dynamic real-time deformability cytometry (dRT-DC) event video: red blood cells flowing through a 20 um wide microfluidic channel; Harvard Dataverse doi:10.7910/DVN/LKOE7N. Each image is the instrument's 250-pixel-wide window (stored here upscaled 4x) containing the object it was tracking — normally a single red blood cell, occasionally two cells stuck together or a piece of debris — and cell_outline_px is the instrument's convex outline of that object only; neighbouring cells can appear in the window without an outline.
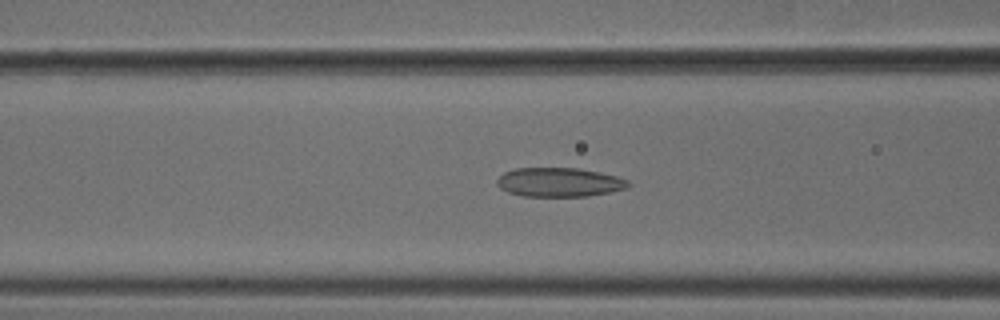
{"species": "common noctule bat (a hibernating species)", "species_latin": "Nyctalus noctula", "temperature_condition": "cold", "stored_images_in_passage": 53, "camera_frame_rate_fps": 3000, "um_per_image_px": 0.085, "animal": {"sex": "male", "body_mass_g": 18.8}, "frame": {"image": 1, "passage_image": 21, "time_ms": 6.667, "image_size_px": [1000, 320], "cell_outline_px": [[632, 184], [628, 188], [588, 196], [524, 196], [508, 192], [500, 188], [496, 184], [496, 180], [504, 172], [516, 168], [580, 168], [600, 172], [616, 176], [628, 180]], "centroid_in_image_um": [47.55, 15.48], "position_along_channel_um": 119.1, "area_um2": 22.31}}
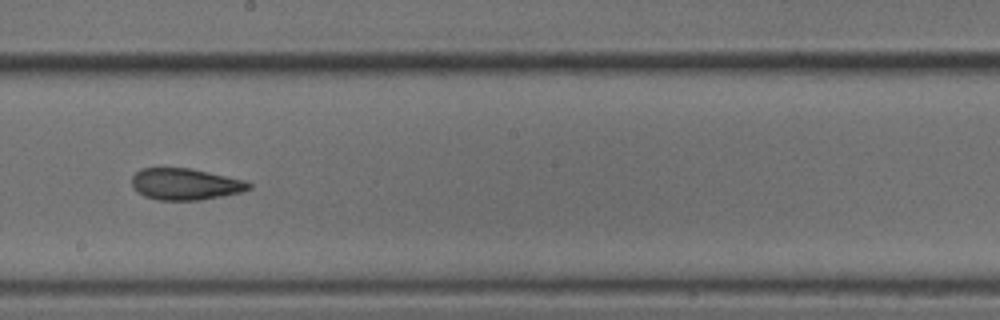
{"frame": {"image": 2, "passage_image": 30, "time_ms": 9.667, "image_size_px": [1000, 320], "cell_outline_px": [[252, 188], [240, 192], [200, 200], [156, 200], [144, 196], [136, 192], [132, 184], [132, 176], [140, 168], [192, 168], [244, 180], [252, 184]], "centroid_in_image_um": [15.72, 15.65], "position_along_channel_um": 232.5, "area_um2": 21.56}}
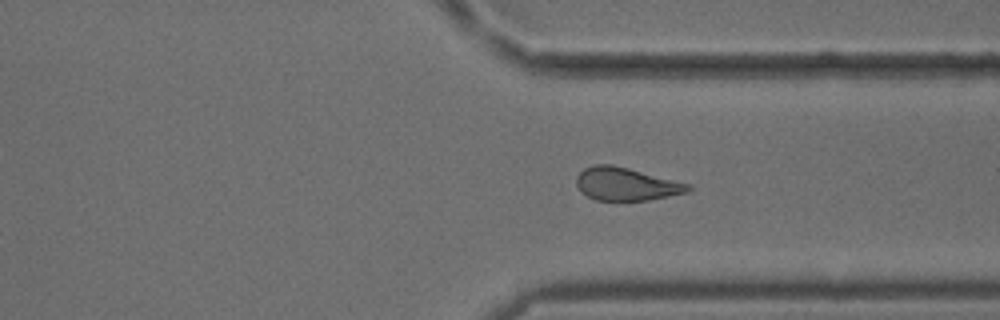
{"frame": {"image": 3, "passage_image": 40, "time_ms": 13.0, "image_size_px": [1000, 320], "cell_outline_px": [[692, 188], [688, 192], [648, 200], [596, 200], [580, 192], [576, 184], [576, 176], [584, 168], [592, 164], [612, 164], [692, 184]], "centroid_in_image_um": [53.21, 15.63], "position_along_channel_um": 358.2, "area_um2": 21.56}, "authors_computed_cell_mechanics": {"area_um2": 22.253, "velocity_mm_per_s": 3.7773, "shape_relaxation_time_tau1_ms": 9.2538, "shape_relaxation_time_tau2_ms": 3.6038, "deformation_change_tau1": 0.1736, "deformation_change_tau2": 0.1279}}